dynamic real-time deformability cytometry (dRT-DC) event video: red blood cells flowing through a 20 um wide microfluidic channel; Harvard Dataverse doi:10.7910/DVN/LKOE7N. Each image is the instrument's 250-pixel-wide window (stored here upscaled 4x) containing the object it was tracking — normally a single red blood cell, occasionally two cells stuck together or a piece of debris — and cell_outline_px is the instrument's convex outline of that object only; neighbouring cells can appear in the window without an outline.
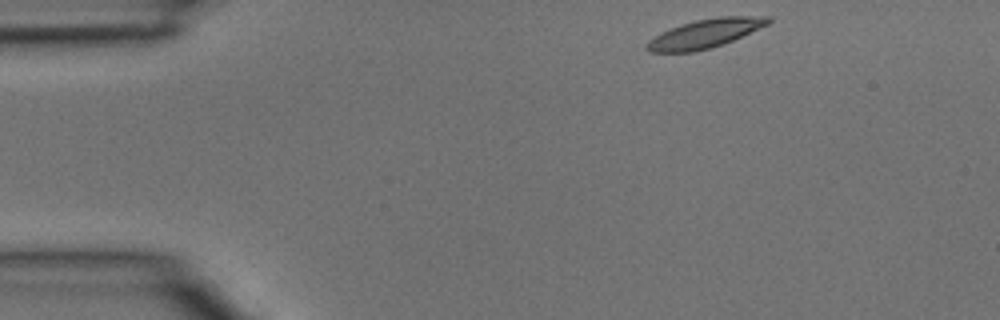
{"species": "common noctule bat (a hibernating species)", "species_latin": "Nyctalus noctula", "temperature_condition": "room temperature", "stored_images_in_passage": 3, "segment_of_instrument_passage": [1, 2], "camera_frame_rate_fps": 3000, "um_per_image_px": 0.085, "animal": {"sex": "male", "body_mass_g": 15.6}, "frame": {"image": 1, "passage_image": 1, "time_ms": 0.0, "image_size_px": [1000, 320], "cell_outline_px": [[772, 20], [768, 24], [732, 40], [712, 48], [692, 52], [648, 52], [644, 48], [644, 44], [648, 40], [660, 32], [680, 24], [696, 20], [720, 16], [772, 16]], "centroid_in_image_um": [59.87, 2.85], "position_along_channel_um": 25.1, "area_um2": 20.46}}
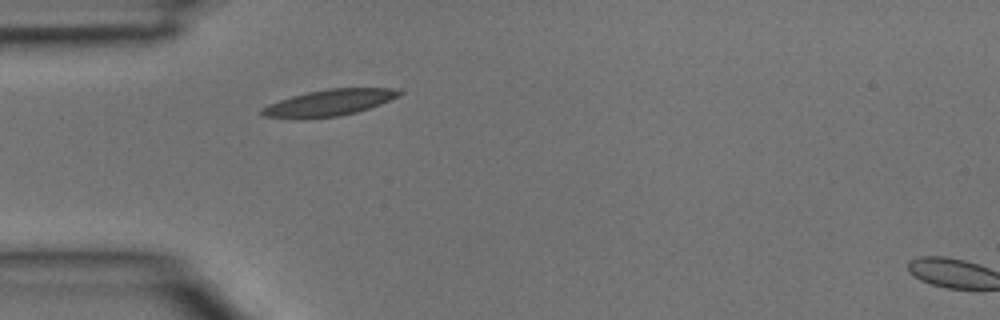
{"frame": {"image": 2, "passage_image": 2, "time_ms": 0.333, "image_size_px": [1000, 320], "cell_outline_px": [[404, 92], [400, 96], [380, 104], [356, 112], [340, 116], [300, 120], [296, 120], [264, 116], [260, 112], [260, 108], [268, 104], [292, 96], [308, 92], [328, 88], [392, 88]], "centroid_in_image_um": [27.93, 8.75], "position_along_channel_um": 57.1, "area_um2": 21.39}}